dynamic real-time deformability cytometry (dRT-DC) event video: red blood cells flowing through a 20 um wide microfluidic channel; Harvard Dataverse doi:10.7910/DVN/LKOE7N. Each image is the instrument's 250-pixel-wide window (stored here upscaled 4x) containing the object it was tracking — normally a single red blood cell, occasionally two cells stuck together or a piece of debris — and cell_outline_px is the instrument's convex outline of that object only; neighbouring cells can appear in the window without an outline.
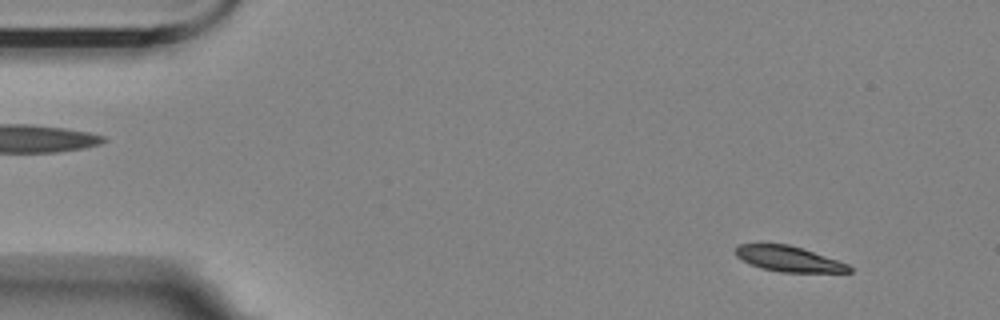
{"species": "Egyptian fruit bat (a non-hibernating species)", "species_latin": "Rousettus aegyptiacus", "temperature_condition": "room temperature", "stored_images_in_passage": 53, "camera_frame_rate_fps": 3000, "um_per_image_px": 0.085, "animal": {"sex": "female"}, "frame": {"image": 1, "passage_image": 5, "time_ms": 1.333, "image_size_px": [1000, 320], "cell_outline_px": [[852, 272], [780, 272], [760, 268], [748, 264], [736, 256], [736, 244], [788, 244], [804, 248], [848, 264], [852, 268]], "centroid_in_image_um": [67.02, 22.0], "position_along_channel_um": 18.0, "area_um2": 16.94}}
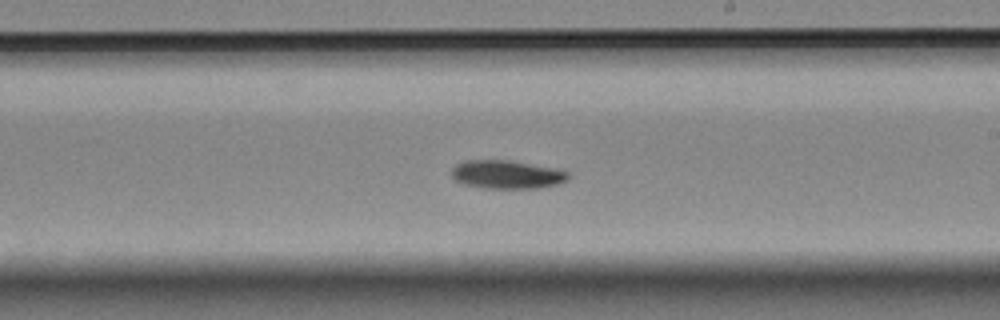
{"frame": {"image": 2, "passage_image": 32, "time_ms": 10.333, "image_size_px": [1000, 320], "cell_outline_px": [[572, 176], [568, 180], [556, 184], [540, 188], [484, 188], [464, 184], [456, 180], [452, 176], [452, 168], [456, 164], [464, 160], [508, 160], [552, 168], [568, 172]], "centroid_in_image_um": [43.07, 14.83], "position_along_channel_um": 245.9, "area_um2": 19.19}}
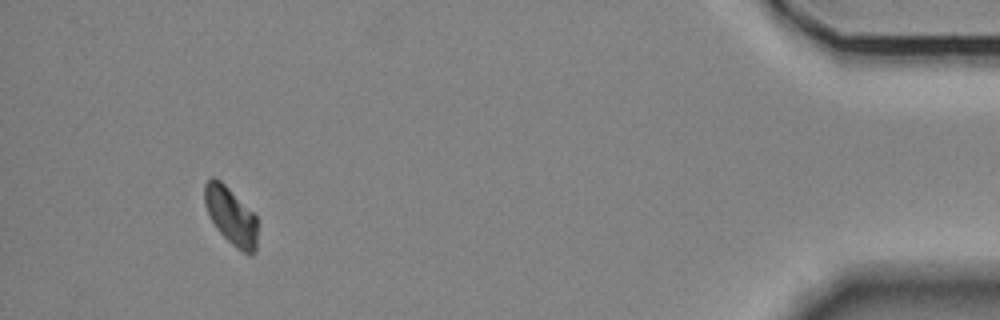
{"frame": {"image": 3, "passage_image": 52, "time_ms": 17.0, "image_size_px": [1000, 320], "cell_outline_px": [[256, 252], [252, 256], [248, 256], [236, 248], [216, 228], [204, 204], [204, 184], [212, 176], [220, 180], [256, 216]], "centroid_in_image_um": [19.62, 18.38], "position_along_channel_um": 415.6, "area_um2": 17.51}}